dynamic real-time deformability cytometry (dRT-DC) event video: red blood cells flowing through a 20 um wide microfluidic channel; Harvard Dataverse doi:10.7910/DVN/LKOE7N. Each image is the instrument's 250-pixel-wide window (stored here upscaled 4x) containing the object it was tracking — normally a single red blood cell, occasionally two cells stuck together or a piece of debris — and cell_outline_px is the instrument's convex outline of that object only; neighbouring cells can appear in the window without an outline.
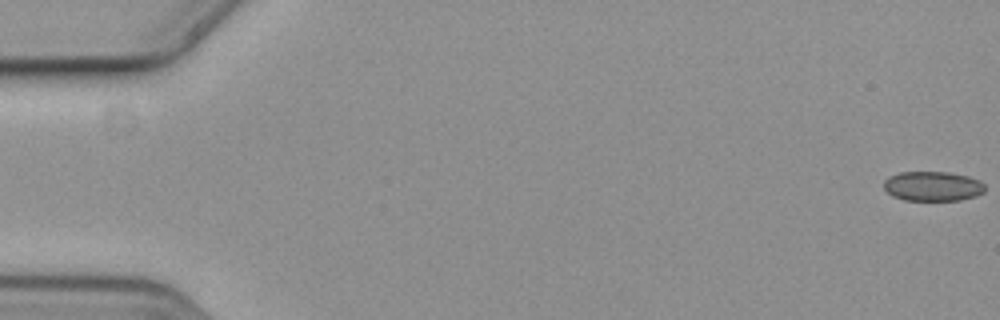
{"species": "common noctule bat (a hibernating species)", "species_latin": "Nyctalus noctula", "temperature_condition": "cold", "stored_images_in_passage": 10, "camera_frame_rate_fps": 3000, "um_per_image_px": 0.085, "animal": {"sex": "female", "body_mass_g": 19.3, "forearm_length_mm": 54.1}, "frame": {"image": 1, "passage_image": 1, "time_ms": 0.0, "image_size_px": [1000, 320], "cell_outline_px": [[984, 192], [976, 196], [960, 200], [904, 200], [892, 196], [884, 188], [884, 180], [888, 176], [900, 172], [948, 172], [968, 176], [980, 180], [984, 184]], "centroid_in_image_um": [79.28, 15.82], "position_along_channel_um": 5.7, "area_um2": 17.57}}